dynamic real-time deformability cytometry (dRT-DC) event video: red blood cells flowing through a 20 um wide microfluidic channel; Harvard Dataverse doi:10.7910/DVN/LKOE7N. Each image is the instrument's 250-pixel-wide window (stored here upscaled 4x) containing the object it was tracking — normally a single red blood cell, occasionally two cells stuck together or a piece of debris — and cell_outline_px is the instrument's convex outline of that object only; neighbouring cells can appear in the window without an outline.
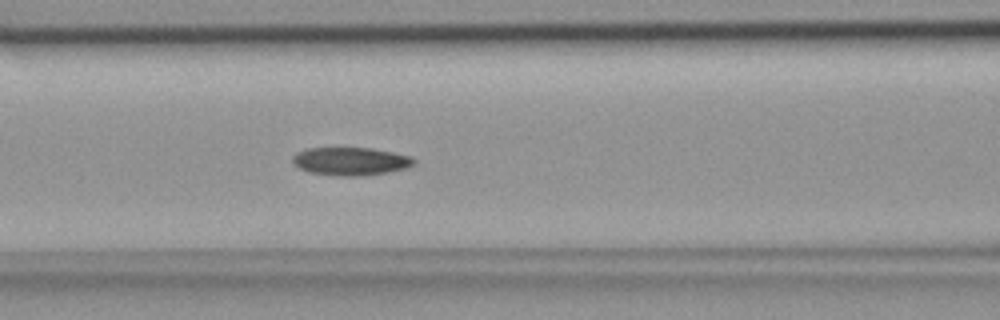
{"species": "common noctule bat (a hibernating species)", "species_latin": "Nyctalus noctula", "temperature_condition": "room temperature", "stored_images_in_passage": 47, "camera_frame_rate_fps": 3000, "um_per_image_px": 0.085, "animal": {"sex": "female", "body_mass_g": 18.4}, "frame": {"image": 1, "passage_image": 19, "time_ms": 6.0, "image_size_px": [1000, 320], "cell_outline_px": [[416, 164], [404, 168], [388, 172], [360, 176], [340, 176], [308, 172], [292, 164], [292, 156], [296, 152], [308, 148], [372, 148], [412, 156], [416, 160]], "centroid_in_image_um": [29.79, 13.7], "position_along_channel_um": 136.8, "area_um2": 19.94}}
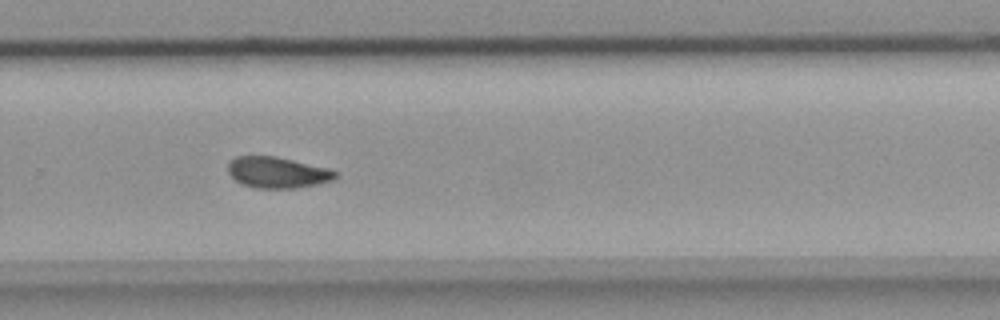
{"frame": {"image": 2, "passage_image": 31, "time_ms": 10.0, "image_size_px": [1000, 320], "cell_outline_px": [[340, 172], [336, 180], [296, 188], [256, 188], [240, 184], [228, 172], [228, 164], [236, 156], [276, 156], [328, 168]], "centroid_in_image_um": [23.62, 14.66], "position_along_channel_um": 306.2, "area_um2": 19.59}}
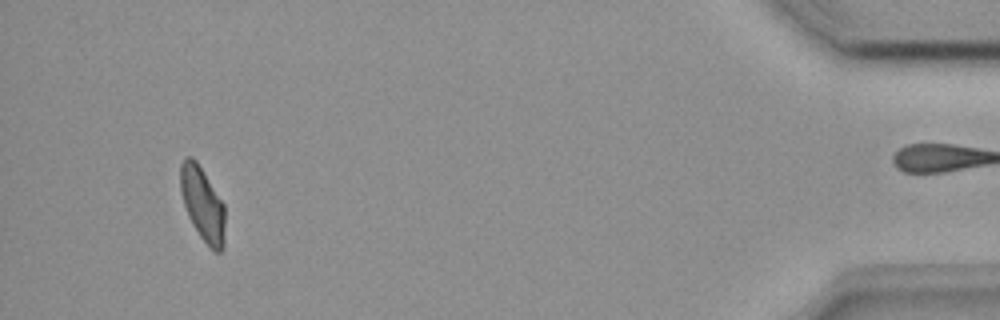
{"frame": {"image": 3, "passage_image": 44, "time_ms": 14.333, "image_size_px": [1000, 320], "cell_outline_px": [[224, 244], [220, 252], [212, 252], [200, 236], [192, 224], [188, 216], [180, 192], [180, 164], [184, 156], [192, 156], [196, 160], [224, 204]], "centroid_in_image_um": [17.2, 17.34], "position_along_channel_um": 418.0, "area_um2": 19.31}}